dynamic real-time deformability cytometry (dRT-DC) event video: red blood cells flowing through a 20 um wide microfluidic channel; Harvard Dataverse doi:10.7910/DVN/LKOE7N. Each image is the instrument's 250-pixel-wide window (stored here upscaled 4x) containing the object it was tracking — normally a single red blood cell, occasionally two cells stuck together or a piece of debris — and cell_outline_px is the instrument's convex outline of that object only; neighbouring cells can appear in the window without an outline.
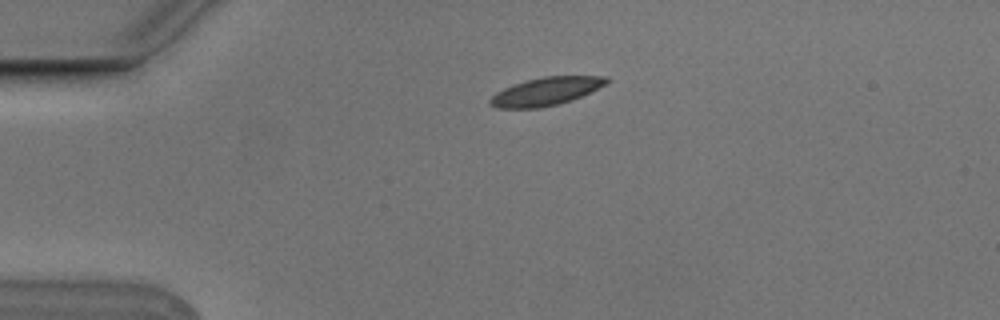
{"species": "Egyptian fruit bat (a non-hibernating species)", "species_latin": "Rousettus aegyptiacus", "temperature_condition": "cold", "stored_images_in_passage": 3, "camera_frame_rate_fps": 3000, "um_per_image_px": 0.085, "animal": {"sex": "male"}, "frame": {"image": 1, "passage_image": 1, "time_ms": 0.0, "image_size_px": [1000, 320], "cell_outline_px": [[608, 80], [604, 84], [580, 96], [556, 104], [536, 108], [496, 108], [488, 104], [488, 100], [496, 92], [512, 84], [524, 80], [544, 76], [608, 76]], "centroid_in_image_um": [46.3, 7.76], "position_along_channel_um": 38.7, "area_um2": 18.73}}
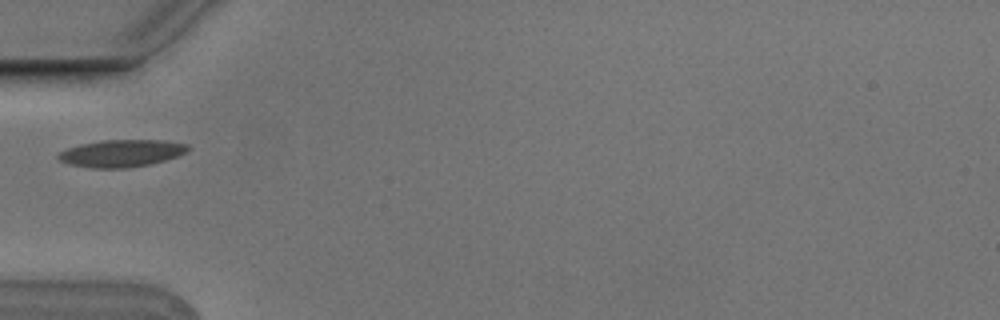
{"frame": {"image": 2, "passage_image": 2, "time_ms": 0.333, "image_size_px": [1000, 320], "cell_outline_px": [[192, 148], [188, 152], [152, 164], [124, 168], [92, 168], [68, 164], [60, 160], [56, 156], [60, 152], [68, 148], [80, 144], [100, 140], [164, 140], [188, 144]], "centroid_in_image_um": [10.35, 13.02], "position_along_channel_um": 74.7, "area_um2": 20.69}}